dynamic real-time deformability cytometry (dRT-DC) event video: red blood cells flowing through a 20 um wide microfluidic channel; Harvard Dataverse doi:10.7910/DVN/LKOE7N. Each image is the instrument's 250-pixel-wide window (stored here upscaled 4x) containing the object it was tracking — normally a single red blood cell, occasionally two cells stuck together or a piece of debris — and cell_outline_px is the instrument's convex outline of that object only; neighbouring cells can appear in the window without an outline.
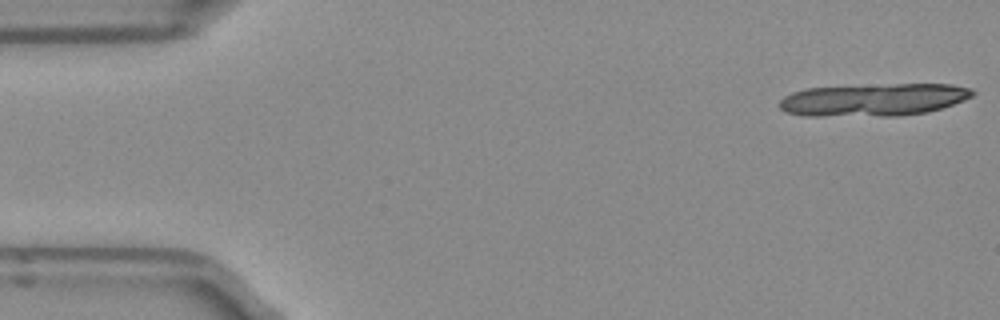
{"species": "Egyptian fruit bat (a non-hibernating species)", "species_latin": "Rousettus aegyptiacus", "temperature_condition": "room temperature", "stored_images_in_passage": 20, "camera_frame_rate_fps": 3000, "um_per_image_px": 0.085, "frame": {"image": 1, "passage_image": 1, "time_ms": 0.0, "image_size_px": [1000, 320], "cell_outline_px": [[976, 92], [972, 96], [964, 100], [928, 112], [900, 116], [804, 116], [788, 112], [780, 108], [776, 104], [784, 96], [792, 92], [808, 88], [896, 84], [952, 84], [972, 88]], "centroid_in_image_um": [74.26, 8.48], "position_along_channel_um": 10.7, "area_um2": 36.76}}